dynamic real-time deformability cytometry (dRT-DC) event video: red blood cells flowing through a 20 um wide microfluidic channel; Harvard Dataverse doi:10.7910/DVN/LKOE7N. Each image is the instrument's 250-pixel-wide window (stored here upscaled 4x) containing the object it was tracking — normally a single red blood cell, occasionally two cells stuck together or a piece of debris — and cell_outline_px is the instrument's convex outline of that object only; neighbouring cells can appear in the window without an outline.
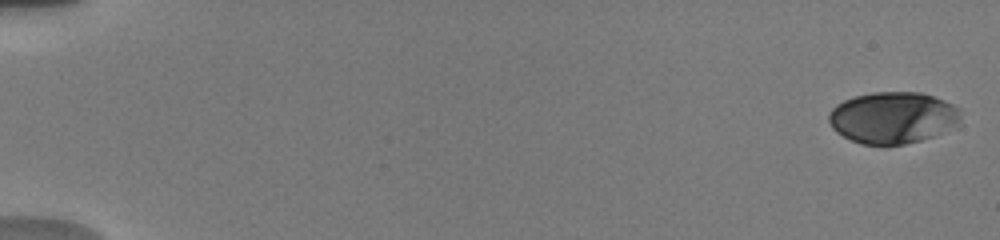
{"species": "human", "species_latin": "Homo sapiens", "temperature_condition": "warm", "stored_images_in_passage": 18, "camera_frame_rate_fps": 3000, "um_per_image_px": 0.085, "donor": {"sex": "male"}, "frame": {"image": 1, "passage_image": 1, "time_ms": 0.0, "image_size_px": [1000, 240], "cell_outline_px": [[960, 116], [956, 128], [920, 140], [904, 144], [860, 144], [836, 132], [832, 128], [828, 120], [828, 112], [836, 104], [844, 100], [856, 96], [872, 92], [920, 92], [944, 100], [960, 108]], "centroid_in_image_um": [75.89, 9.99], "position_along_channel_um": 9.1, "area_um2": 39.77}}
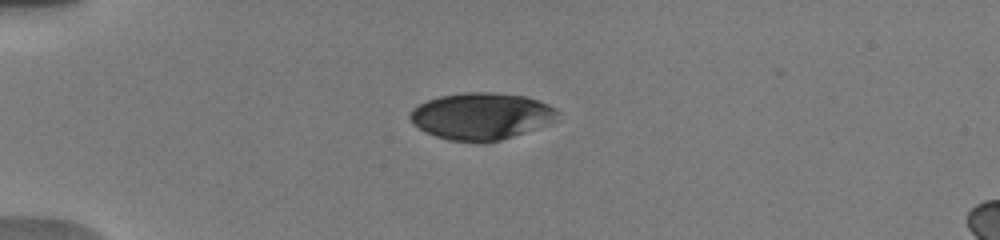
{"frame": {"image": 2, "passage_image": 11, "time_ms": 4.667, "image_size_px": [1000, 240], "cell_outline_px": [[560, 112], [556, 120], [548, 124], [500, 140], [484, 144], [476, 144], [448, 140], [436, 136], [420, 128], [408, 116], [412, 108], [428, 100], [440, 96], [464, 92], [492, 92], [524, 96], [548, 104], [556, 108]], "centroid_in_image_um": [40.93, 9.89], "position_along_channel_um": 44.1, "area_um2": 40.4}}
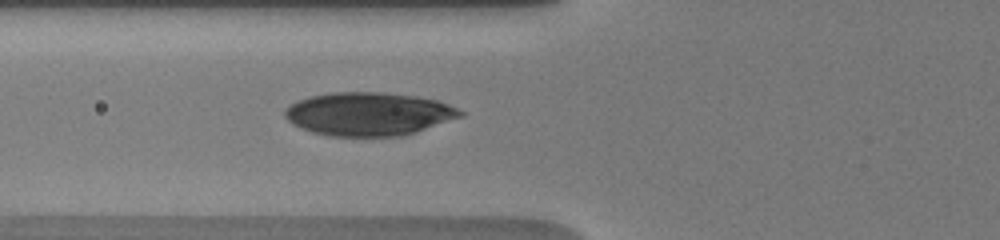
{"frame": {"image": 3, "passage_image": 18, "time_ms": 7.0, "image_size_px": [1000, 240], "cell_outline_px": [[464, 116], [404, 136], [332, 136], [312, 132], [300, 128], [292, 124], [284, 116], [284, 108], [300, 100], [312, 96], [332, 92], [384, 92], [416, 96], [436, 100], [448, 104], [464, 112]], "centroid_in_image_um": [31.34, 9.69], "position_along_channel_um": 94.5, "area_um2": 44.33}}